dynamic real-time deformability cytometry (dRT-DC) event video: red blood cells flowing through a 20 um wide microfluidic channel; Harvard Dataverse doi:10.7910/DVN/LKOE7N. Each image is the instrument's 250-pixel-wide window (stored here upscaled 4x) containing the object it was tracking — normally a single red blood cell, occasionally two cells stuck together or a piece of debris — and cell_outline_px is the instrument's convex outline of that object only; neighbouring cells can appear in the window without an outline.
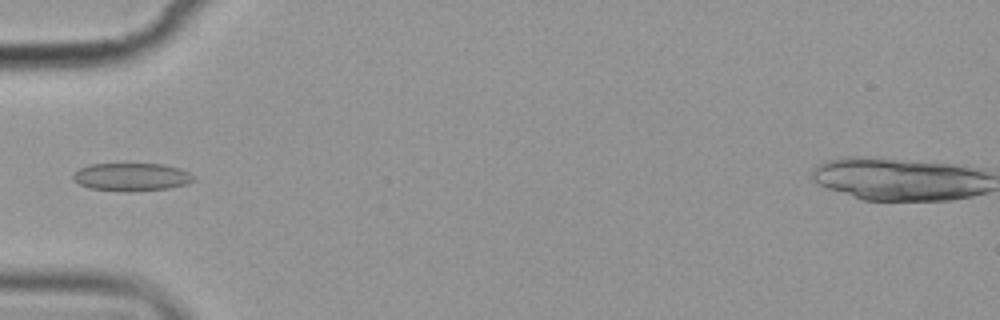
{"species": "common noctule bat (a hibernating species)", "species_latin": "Nyctalus noctula", "temperature_condition": "cold", "stored_images_in_passage": 6, "camera_frame_rate_fps": 3000, "um_per_image_px": 0.085, "animal": {"sex": "female", "body_mass_g": 19.9}, "frame": {"image": 1, "passage_image": 4, "time_ms": 3.667, "image_size_px": [1000, 320], "cell_outline_px": [[196, 180], [188, 184], [168, 188], [88, 188], [80, 184], [72, 176], [80, 168], [92, 164], [164, 164], [180, 168], [196, 176]], "centroid_in_image_um": [11.27, 14.98], "position_along_channel_um": 73.7, "area_um2": 18.5}}
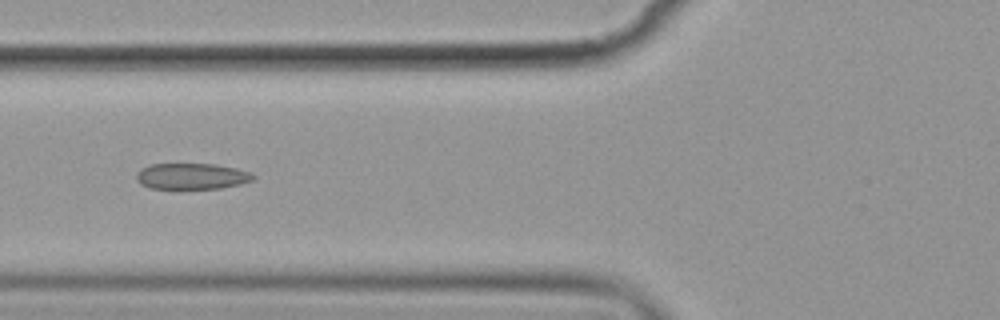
{"frame": {"image": 2, "passage_image": 5, "time_ms": 4.667, "image_size_px": [1000, 320], "cell_outline_px": [[256, 176], [252, 180], [240, 184], [220, 188], [152, 188], [140, 184], [136, 180], [136, 172], [140, 168], [152, 164], [216, 164], [236, 168], [252, 172]], "centroid_in_image_um": [16.3, 14.97], "position_along_channel_um": 109.5, "area_um2": 17.74}}
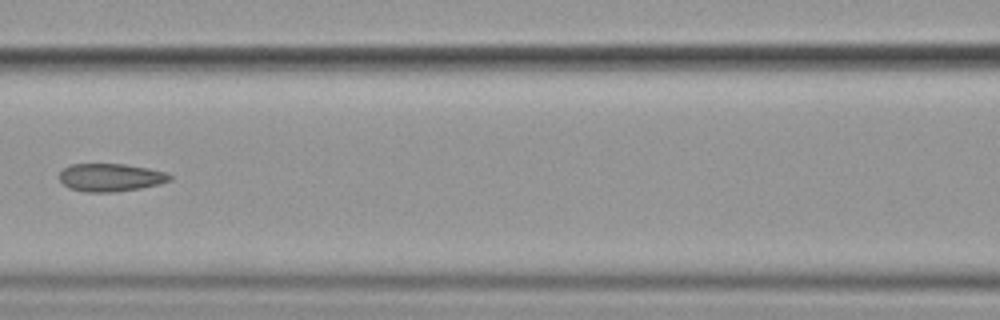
{"frame": {"image": 3, "passage_image": 6, "time_ms": 6.0, "image_size_px": [1000, 320], "cell_outline_px": [[172, 180], [160, 184], [140, 188], [116, 192], [84, 192], [68, 188], [60, 180], [60, 172], [64, 168], [72, 164], [124, 164], [148, 168], [164, 172], [172, 176]], "centroid_in_image_um": [9.4, 15.09], "position_along_channel_um": 157.2, "area_um2": 17.98}}